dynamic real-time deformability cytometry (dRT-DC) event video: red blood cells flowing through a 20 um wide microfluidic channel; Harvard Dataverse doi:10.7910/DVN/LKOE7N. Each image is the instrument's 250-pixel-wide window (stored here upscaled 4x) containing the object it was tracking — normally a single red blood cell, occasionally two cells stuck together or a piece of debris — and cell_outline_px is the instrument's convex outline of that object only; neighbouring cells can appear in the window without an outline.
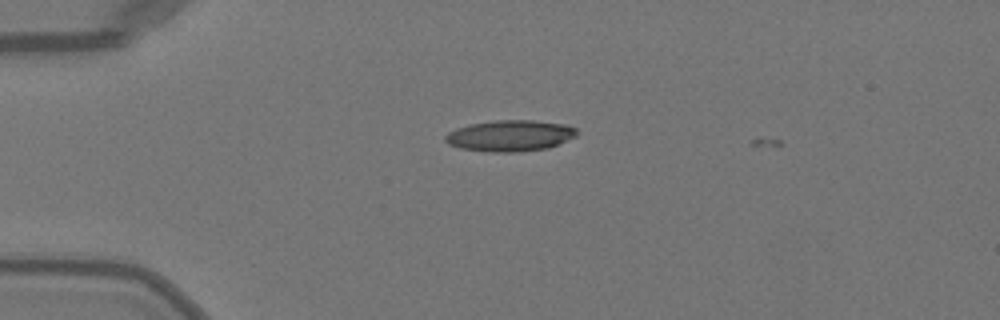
{"species": "Egyptian fruit bat (a non-hibernating species)", "species_latin": "Rousettus aegyptiacus", "temperature_condition": "warm", "stored_images_in_passage": 10, "camera_frame_rate_fps": 3000, "um_per_image_px": 0.085, "animal": {"sex": "female"}, "frame": {"image": 1, "passage_image": 7, "time_ms": 2.0, "image_size_px": [1000, 320], "cell_outline_px": [[576, 136], [548, 148], [516, 152], [488, 152], [460, 148], [448, 144], [444, 140], [444, 136], [448, 132], [456, 128], [468, 124], [496, 120], [532, 120], [568, 124], [576, 128]], "centroid_in_image_um": [43.33, 11.53], "position_along_channel_um": 41.7, "area_um2": 24.04}}